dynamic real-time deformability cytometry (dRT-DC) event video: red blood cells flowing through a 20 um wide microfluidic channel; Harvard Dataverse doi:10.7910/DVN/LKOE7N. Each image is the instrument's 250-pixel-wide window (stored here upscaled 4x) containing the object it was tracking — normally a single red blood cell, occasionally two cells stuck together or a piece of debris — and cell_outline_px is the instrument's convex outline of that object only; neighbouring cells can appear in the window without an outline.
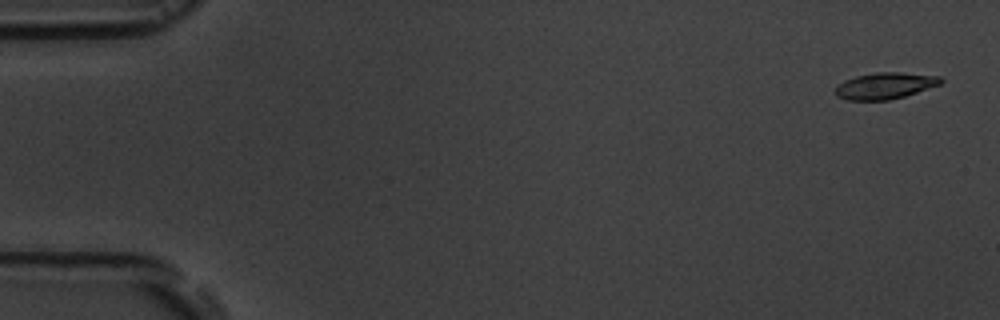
{"species": "common noctule bat (a hibernating species)", "species_latin": "Nyctalus noctula", "temperature_condition": "room temperature", "stored_images_in_passage": 6, "segment_of_instrument_passage": [1, 2], "camera_frame_rate_fps": 3000, "um_per_image_px": 0.085, "animal": {"sex": "male", "body_mass_g": 19.5, "forearm_length_mm": 54.6}, "frame": {"image": 1, "passage_image": 1, "time_ms": 0.0, "image_size_px": [1000, 320], "cell_outline_px": [[944, 80], [940, 84], [904, 96], [888, 100], [848, 100], [836, 96], [836, 84], [844, 80], [856, 76], [876, 72], [900, 72], [940, 76]], "centroid_in_image_um": [75.2, 7.28], "position_along_channel_um": 9.8, "area_um2": 16.18}}
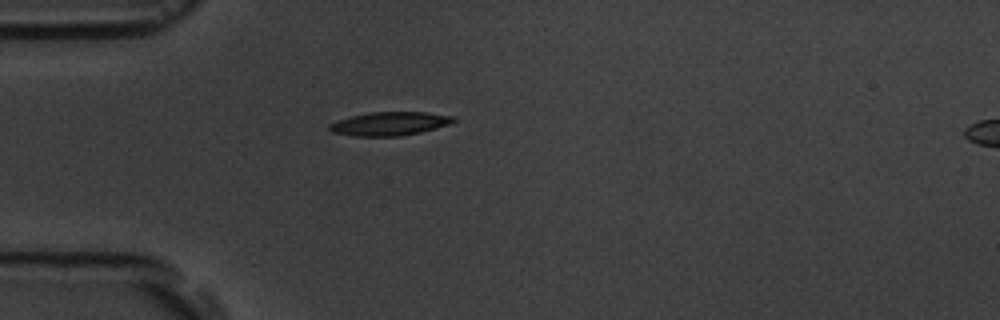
{"frame": {"image": 2, "passage_image": 5, "time_ms": 4.667, "image_size_px": [1000, 320], "cell_outline_px": [[456, 120], [448, 124], [436, 128], [420, 132], [400, 136], [352, 136], [332, 132], [328, 128], [328, 124], [352, 116], [368, 112], [424, 112], [456, 116]], "centroid_in_image_um": [33.12, 10.51], "position_along_channel_um": 51.9, "area_um2": 16.99}}